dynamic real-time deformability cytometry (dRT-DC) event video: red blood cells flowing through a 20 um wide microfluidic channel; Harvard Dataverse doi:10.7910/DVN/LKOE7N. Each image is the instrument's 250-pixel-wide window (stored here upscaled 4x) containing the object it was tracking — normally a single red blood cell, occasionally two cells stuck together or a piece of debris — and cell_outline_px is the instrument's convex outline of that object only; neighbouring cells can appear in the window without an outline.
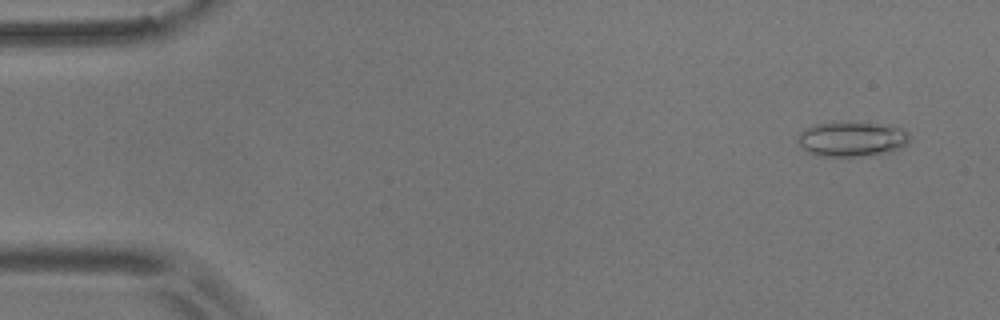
{"species": "common noctule bat (a hibernating species)", "species_latin": "Nyctalus noctula", "temperature_condition": "room temperature", "stored_images_in_passage": 56, "camera_frame_rate_fps": 3000, "um_per_image_px": 0.085, "animal": {"sex": "male", "body_mass_g": 17.9}, "frame": {"image": 1, "passage_image": 4, "time_ms": 1.0, "image_size_px": [1000, 320], "cell_outline_px": [[908, 140], [900, 148], [860, 156], [816, 156], [808, 152], [796, 140], [796, 136], [804, 128], [816, 124], [832, 120], [848, 120], [904, 128], [908, 132]], "centroid_in_image_um": [72.3, 11.77], "position_along_channel_um": 12.7, "area_um2": 22.95}}
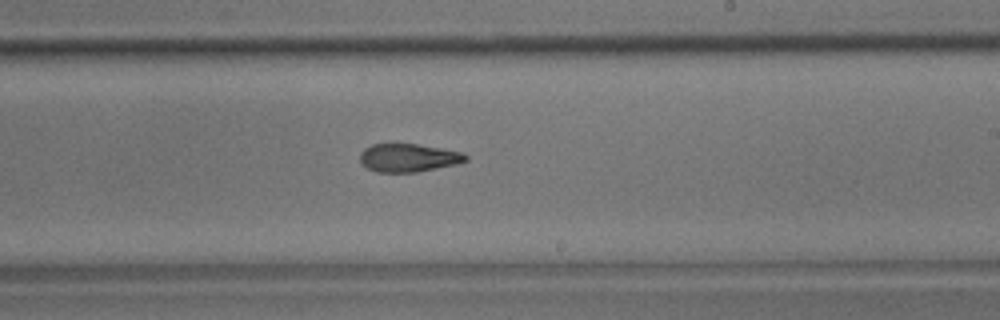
{"frame": {"image": 2, "passage_image": 33, "time_ms": 10.667, "image_size_px": [1000, 320], "cell_outline_px": [[468, 160], [456, 164], [416, 172], [376, 172], [368, 168], [360, 160], [360, 152], [364, 148], [372, 144], [388, 140], [392, 140], [464, 152], [468, 156]], "centroid_in_image_um": [34.67, 13.36], "position_along_channel_um": 254.3, "area_um2": 17.98}}
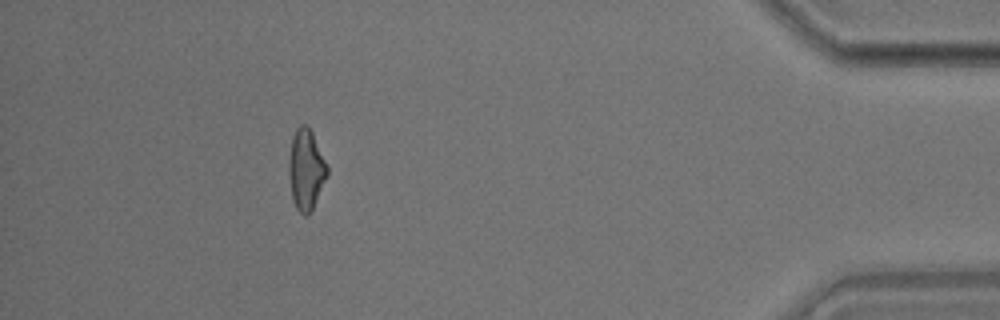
{"frame": {"image": 3, "passage_image": 50, "time_ms": 16.333, "image_size_px": [1000, 320], "cell_outline_px": [[328, 176], [308, 216], [304, 216], [296, 208], [292, 200], [288, 172], [288, 160], [292, 136], [296, 128], [300, 124], [308, 124], [328, 164]], "centroid_in_image_um": [26.01, 14.38], "position_along_channel_um": 409.2, "area_um2": 18.38}}